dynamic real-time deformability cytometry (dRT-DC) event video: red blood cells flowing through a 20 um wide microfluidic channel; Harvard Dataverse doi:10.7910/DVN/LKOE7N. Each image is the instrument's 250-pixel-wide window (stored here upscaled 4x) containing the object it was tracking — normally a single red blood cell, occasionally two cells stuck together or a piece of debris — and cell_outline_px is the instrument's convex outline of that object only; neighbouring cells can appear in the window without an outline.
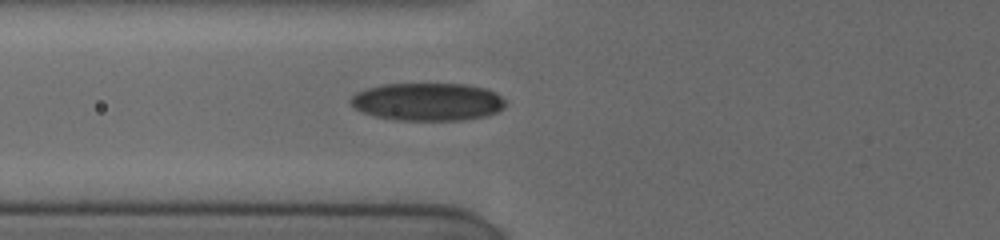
{"species": "human", "species_latin": "Homo sapiens", "temperature_condition": "cold", "stored_images_in_passage": 26, "camera_frame_rate_fps": 3000, "um_per_image_px": 0.085, "donor": {"sex": "female"}, "frame": {"image": 1, "passage_image": 2, "time_ms": 0.667, "image_size_px": [1000, 240], "cell_outline_px": [[504, 104], [496, 112], [484, 116], [460, 120], [396, 120], [376, 116], [364, 112], [356, 108], [348, 100], [356, 92], [368, 88], [384, 84], [468, 84], [484, 88], [496, 92], [504, 100]], "centroid_in_image_um": [36.33, 8.64], "position_along_channel_um": 89.5, "area_um2": 33.81}}
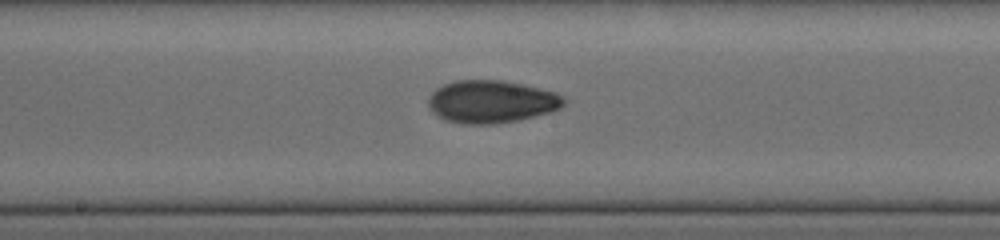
{"frame": {"image": 2, "passage_image": 13, "time_ms": 3.667, "image_size_px": [1000, 240], "cell_outline_px": [[564, 104], [560, 108], [552, 112], [516, 120], [496, 124], [464, 124], [448, 120], [436, 116], [432, 112], [428, 104], [428, 100], [432, 92], [436, 88], [444, 84], [456, 80], [500, 80], [540, 88], [556, 92], [564, 96]], "centroid_in_image_um": [41.76, 8.64], "position_along_channel_um": 206.4, "area_um2": 33.64}}
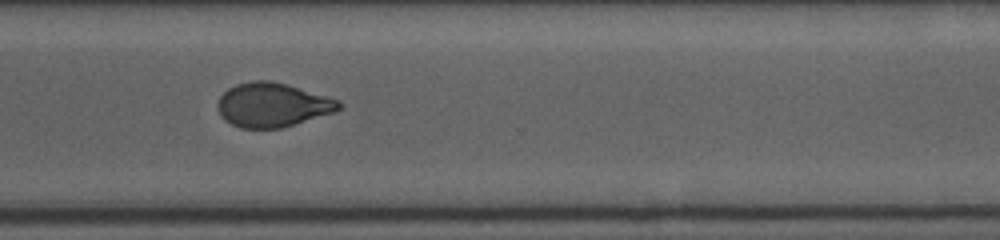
{"frame": {"image": 3, "passage_image": 25, "time_ms": 7.333, "image_size_px": [1000, 240], "cell_outline_px": [[340, 108], [336, 112], [280, 128], [240, 128], [224, 120], [220, 116], [216, 104], [220, 96], [228, 88], [236, 84], [252, 80], [268, 80], [288, 84], [340, 100]], "centroid_in_image_um": [23.14, 8.91], "position_along_channel_um": 347.5, "area_um2": 31.33}}